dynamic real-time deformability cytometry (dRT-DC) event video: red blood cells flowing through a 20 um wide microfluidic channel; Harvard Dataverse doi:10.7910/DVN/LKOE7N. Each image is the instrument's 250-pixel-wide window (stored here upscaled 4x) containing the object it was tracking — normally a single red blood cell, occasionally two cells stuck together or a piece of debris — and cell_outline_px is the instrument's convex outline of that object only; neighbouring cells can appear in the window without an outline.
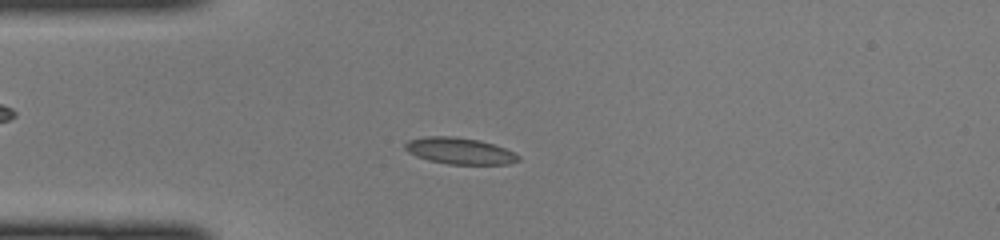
{"species": "common noctule bat (a hibernating species)", "species_latin": "Nyctalus noctula", "temperature_condition": "cold", "stored_images_in_passage": 47, "camera_frame_rate_fps": 3000, "um_per_image_px": 0.085, "animal": {"sex": "female", "body_mass_g": 22.0, "forearm_length_mm": 56.7}, "frame": {"image": 1, "passage_image": 12, "time_ms": 3.667, "image_size_px": [1000, 240], "cell_outline_px": [[520, 160], [508, 164], [448, 164], [428, 160], [416, 156], [408, 152], [404, 148], [404, 144], [408, 140], [428, 136], [456, 136], [480, 140], [504, 148], [520, 156]], "centroid_in_image_um": [39.04, 12.82], "position_along_channel_um": 46.0, "area_um2": 17.46}}
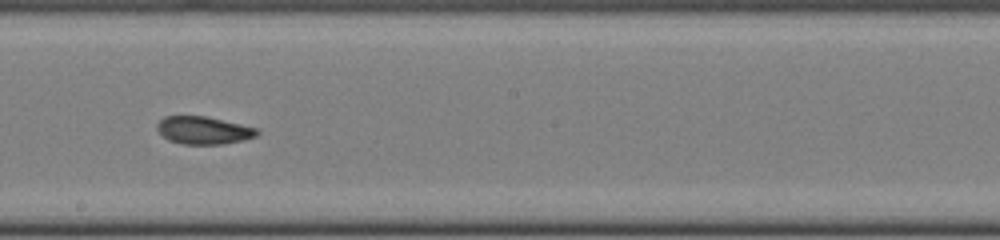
{"frame": {"image": 2, "passage_image": 26, "time_ms": 8.333, "image_size_px": [1000, 240], "cell_outline_px": [[260, 132], [256, 136], [244, 140], [224, 144], [180, 144], [168, 140], [156, 128], [156, 124], [164, 116], [204, 116], [240, 124], [256, 128]], "centroid_in_image_um": [17.29, 11.08], "position_along_channel_um": 230.9, "area_um2": 16.07}}
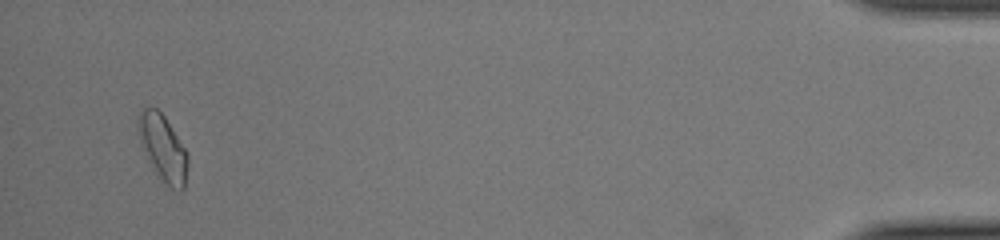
{"frame": {"image": 3, "passage_image": 45, "time_ms": 14.667, "image_size_px": [1000, 240], "cell_outline_px": [[188, 164], [184, 188], [180, 192], [160, 184], [140, 144], [136, 124], [136, 120], [140, 112], [148, 104], [156, 108], [164, 116], [188, 152]], "centroid_in_image_um": [13.82, 12.62], "position_along_channel_um": 421.4, "area_um2": 19.88}}